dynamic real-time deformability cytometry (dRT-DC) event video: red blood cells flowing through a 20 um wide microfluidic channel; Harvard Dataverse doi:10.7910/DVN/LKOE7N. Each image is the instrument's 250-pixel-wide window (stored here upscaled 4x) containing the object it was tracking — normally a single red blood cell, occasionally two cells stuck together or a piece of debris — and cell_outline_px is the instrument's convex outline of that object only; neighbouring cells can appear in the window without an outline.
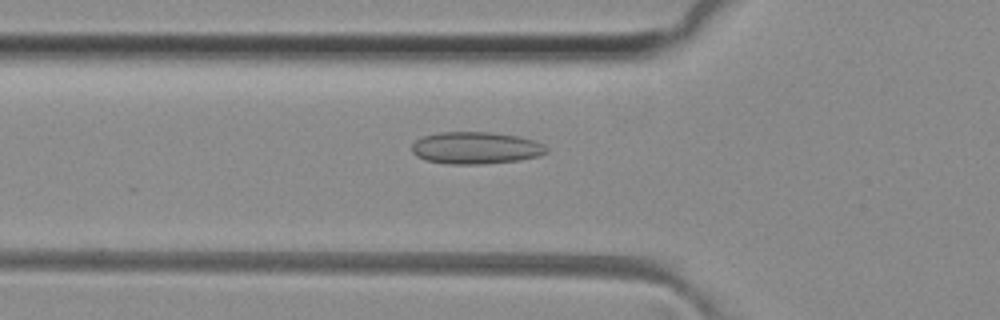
{"species": "common noctule bat (a hibernating species)", "species_latin": "Nyctalus noctula", "temperature_condition": "room temperature", "stored_images_in_passage": 15, "camera_frame_rate_fps": 3000, "um_per_image_px": 0.085, "animal": {"sex": "female", "body_mass_g": 29.2, "forearm_length_mm": 56.3}, "frame": {"image": 1, "passage_image": 4, "time_ms": 1.0, "image_size_px": [1000, 320], "cell_outline_px": [[548, 152], [540, 156], [520, 160], [480, 164], [448, 164], [424, 160], [416, 156], [412, 152], [412, 144], [416, 140], [424, 136], [440, 132], [488, 132], [520, 136], [536, 140], [544, 144], [548, 148]], "centroid_in_image_um": [40.47, 12.57], "position_along_channel_um": 85.3, "area_um2": 25.43}}
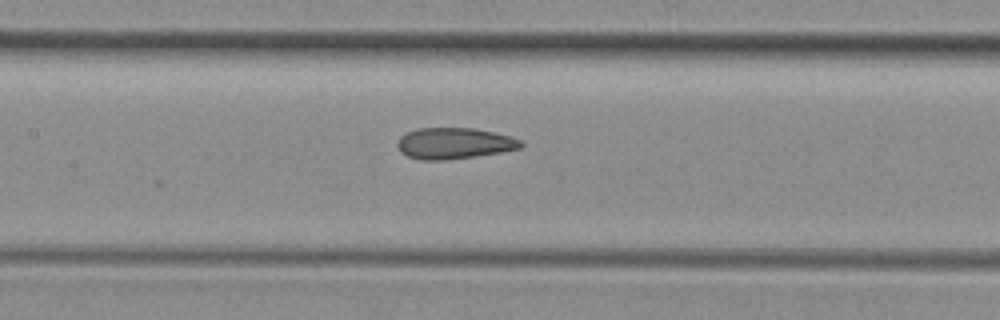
{"frame": {"image": 2, "passage_image": 10, "time_ms": 3.0, "image_size_px": [1000, 320], "cell_outline_px": [[524, 144], [520, 148], [500, 152], [444, 160], [420, 160], [408, 156], [400, 152], [396, 144], [400, 136], [416, 128], [472, 128], [492, 132], [508, 136], [520, 140]], "centroid_in_image_um": [38.55, 12.18], "position_along_channel_um": 168.9, "area_um2": 22.2}}
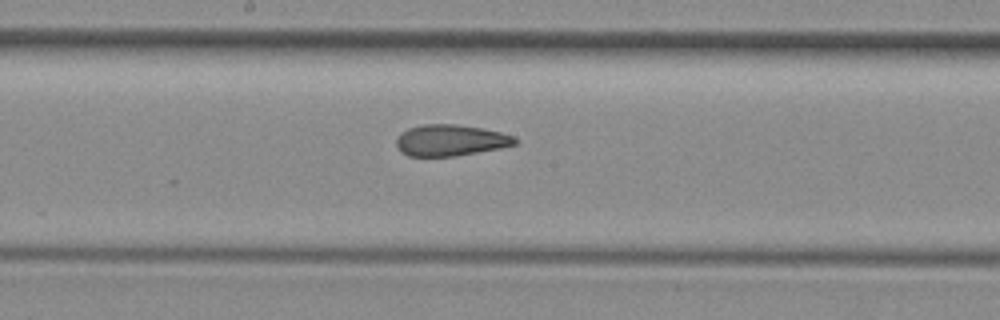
{"frame": {"image": 3, "passage_image": 13, "time_ms": 4.0, "image_size_px": [1000, 320], "cell_outline_px": [[520, 140], [516, 144], [500, 148], [456, 156], [408, 156], [400, 152], [396, 144], [396, 140], [408, 128], [424, 124], [456, 124], [480, 128], [500, 132], [516, 136]], "centroid_in_image_um": [38.33, 11.93], "position_along_channel_um": 209.9, "area_um2": 21.62}}